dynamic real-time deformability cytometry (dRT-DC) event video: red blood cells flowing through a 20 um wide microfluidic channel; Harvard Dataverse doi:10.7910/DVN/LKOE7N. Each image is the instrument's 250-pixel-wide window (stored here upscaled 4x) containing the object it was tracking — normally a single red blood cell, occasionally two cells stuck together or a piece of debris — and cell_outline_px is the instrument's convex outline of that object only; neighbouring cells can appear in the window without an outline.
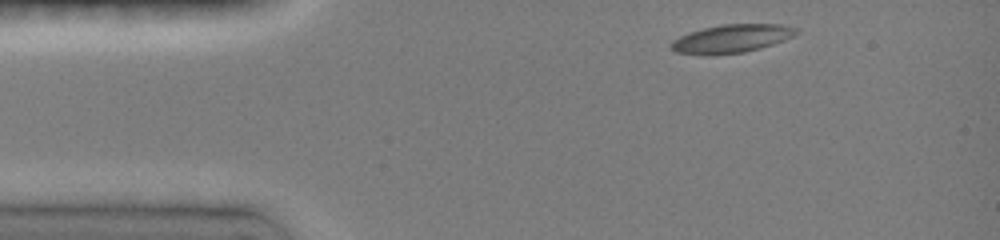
{"species": "common noctule bat (a hibernating species)", "species_latin": "Nyctalus noctula", "temperature_condition": "room temperature", "stored_images_in_passage": 4, "camera_frame_rate_fps": 3000, "um_per_image_px": 0.085, "animal": {"sex": "female", "body_mass_g": 19.0, "forearm_length_mm": 51.5}, "frame": {"image": 1, "passage_image": 1, "time_ms": 0.0, "image_size_px": [1000, 240], "cell_outline_px": [[800, 32], [784, 40], [760, 48], [744, 52], [708, 56], [676, 52], [668, 44], [672, 40], [688, 32], [720, 24], [780, 24], [800, 28]], "centroid_in_image_um": [62.17, 3.28], "position_along_channel_um": 22.8, "area_um2": 20.87}}
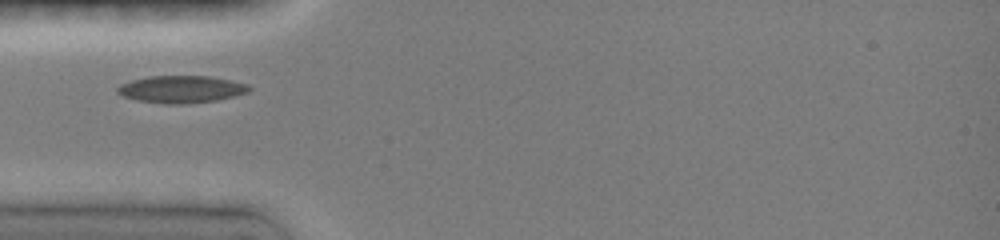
{"frame": {"image": 2, "passage_image": 3, "time_ms": 2.667, "image_size_px": [1000, 240], "cell_outline_px": [[252, 88], [248, 92], [216, 100], [184, 104], [164, 104], [136, 100], [124, 96], [116, 92], [116, 88], [120, 84], [132, 80], [148, 76], [208, 76], [248, 84]], "centroid_in_image_um": [15.37, 7.59], "position_along_channel_um": 69.6, "area_um2": 20.81}}